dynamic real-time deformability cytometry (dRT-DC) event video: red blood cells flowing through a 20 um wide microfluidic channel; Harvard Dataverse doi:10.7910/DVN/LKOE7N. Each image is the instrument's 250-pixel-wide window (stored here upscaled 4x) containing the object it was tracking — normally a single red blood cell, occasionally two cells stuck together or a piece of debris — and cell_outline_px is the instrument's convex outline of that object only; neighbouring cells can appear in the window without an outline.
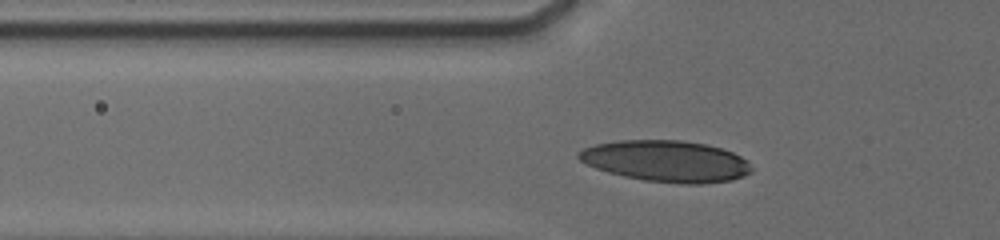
{"species": "human", "species_latin": "Homo sapiens", "temperature_condition": "cold", "stored_images_in_passage": 56, "camera_frame_rate_fps": 3000, "um_per_image_px": 0.085, "donor": {"sex": "male"}, "frame": {"image": 1, "passage_image": 25, "time_ms": 3.0, "image_size_px": [1000, 240], "cell_outline_px": [[752, 172], [744, 176], [732, 180], [700, 184], [680, 184], [644, 180], [624, 176], [608, 172], [596, 168], [580, 160], [576, 156], [576, 152], [584, 148], [596, 144], [620, 140], [684, 140], [704, 144], [720, 148], [732, 152], [740, 156], [752, 168]], "centroid_in_image_um": [56.61, 13.7], "position_along_channel_um": 69.2, "area_um2": 41.56}}
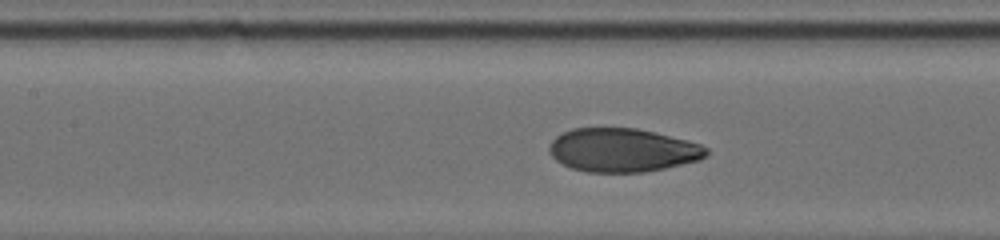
{"frame": {"image": 2, "passage_image": 39, "time_ms": 5.333, "image_size_px": [1000, 240], "cell_outline_px": [[708, 156], [700, 160], [664, 168], [644, 172], [588, 172], [572, 168], [556, 160], [548, 152], [548, 148], [552, 140], [556, 136], [572, 128], [636, 128], [688, 140], [700, 144], [708, 148]], "centroid_in_image_um": [52.93, 12.76], "position_along_channel_um": 154.5, "area_um2": 39.88}}
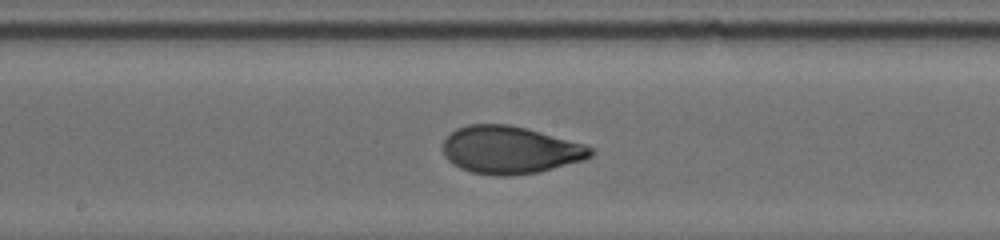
{"frame": {"image": 3, "passage_image": 49, "time_ms": 6.667, "image_size_px": [1000, 240], "cell_outline_px": [[596, 152], [592, 156], [584, 160], [536, 172], [512, 176], [496, 176], [472, 172], [460, 168], [448, 160], [444, 156], [444, 140], [456, 128], [468, 124], [508, 124], [588, 144]], "centroid_in_image_um": [43.39, 12.74], "position_along_channel_um": 204.8, "area_um2": 40.98}}